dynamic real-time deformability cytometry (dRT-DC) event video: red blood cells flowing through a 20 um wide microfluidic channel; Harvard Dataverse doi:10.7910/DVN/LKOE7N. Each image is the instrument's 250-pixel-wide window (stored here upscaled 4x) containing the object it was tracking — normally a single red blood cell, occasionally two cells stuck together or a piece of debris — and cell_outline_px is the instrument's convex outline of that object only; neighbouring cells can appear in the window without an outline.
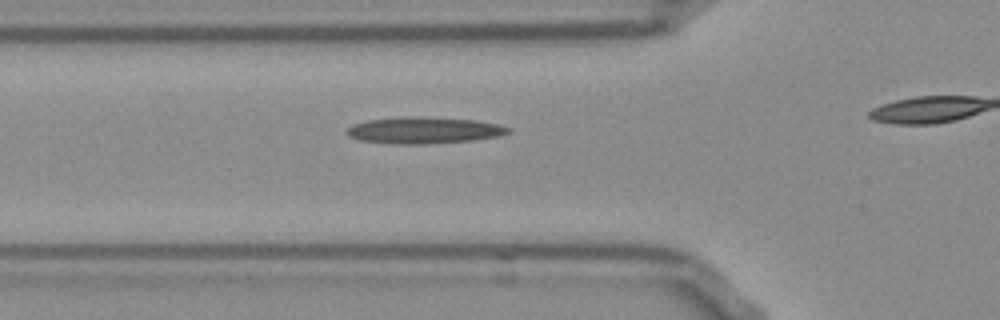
{"species": "Egyptian fruit bat (a non-hibernating species)", "species_latin": "Rousettus aegyptiacus", "temperature_condition": "room temperature", "stored_images_in_passage": 19, "camera_frame_rate_fps": 3000, "um_per_image_px": 0.085, "frame": {"image": 1, "passage_image": 11, "time_ms": 3.333, "image_size_px": [1000, 320], "cell_outline_px": [[512, 132], [500, 136], [472, 140], [424, 144], [400, 144], [360, 140], [348, 136], [348, 128], [352, 124], [368, 120], [404, 116], [412, 116], [476, 120], [500, 124], [512, 128]], "centroid_in_image_um": [36.09, 11.07], "position_along_channel_um": 89.7, "area_um2": 24.97}}
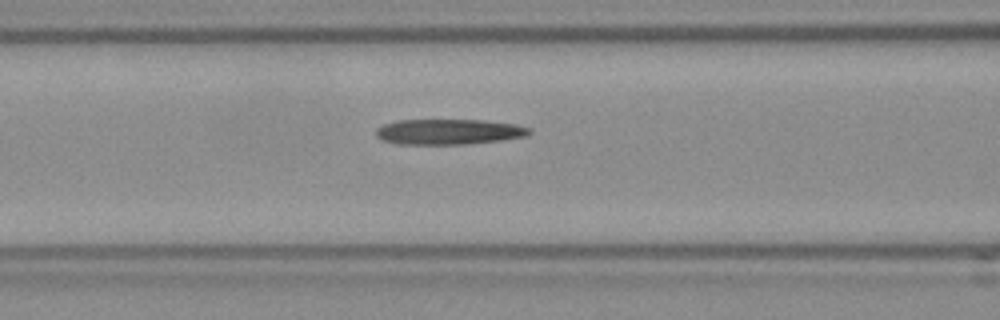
{"frame": {"image": 2, "passage_image": 14, "time_ms": 4.333, "image_size_px": [1000, 320], "cell_outline_px": [[532, 132], [524, 136], [500, 140], [464, 144], [400, 144], [384, 140], [376, 136], [376, 128], [384, 124], [396, 120], [484, 120], [516, 124], [528, 128]], "centroid_in_image_um": [38.12, 11.19], "position_along_channel_um": 128.5, "area_um2": 22.54}}